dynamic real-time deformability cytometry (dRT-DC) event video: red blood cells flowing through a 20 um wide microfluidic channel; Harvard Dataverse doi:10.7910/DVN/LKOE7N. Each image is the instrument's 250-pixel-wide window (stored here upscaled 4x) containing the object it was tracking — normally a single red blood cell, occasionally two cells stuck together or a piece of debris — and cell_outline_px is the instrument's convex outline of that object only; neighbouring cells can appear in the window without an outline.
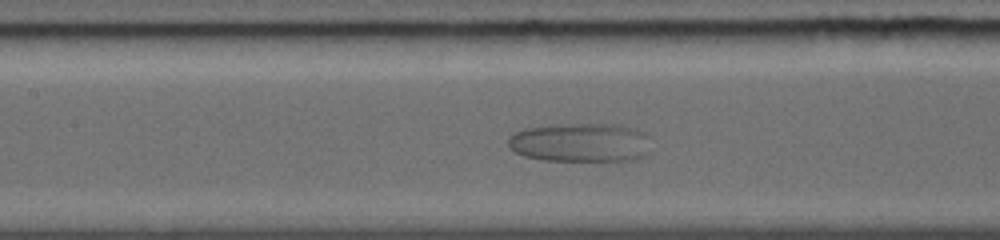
{"species": "common noctule bat (a hibernating species)", "species_latin": "Nyctalus noctula", "temperature_condition": "warm", "stored_images_in_passage": 63, "camera_frame_rate_fps": 5000, "um_per_image_px": 0.085, "animal": {"sex": "female", "body_mass_g": 19.0, "forearm_length_mm": 56.7}, "frame": {"image": 1, "passage_image": 17, "time_ms": 2.4, "image_size_px": [1000, 240], "cell_outline_px": [[648, 156], [632, 160], [604, 164], [544, 160], [524, 156], [508, 148], [508, 140], [516, 132], [524, 128], [560, 124], [612, 124], [628, 128], [640, 132], [644, 136], [648, 152]], "centroid_in_image_um": [49.3, 12.19], "position_along_channel_um": 158.1, "area_um2": 33.06}}
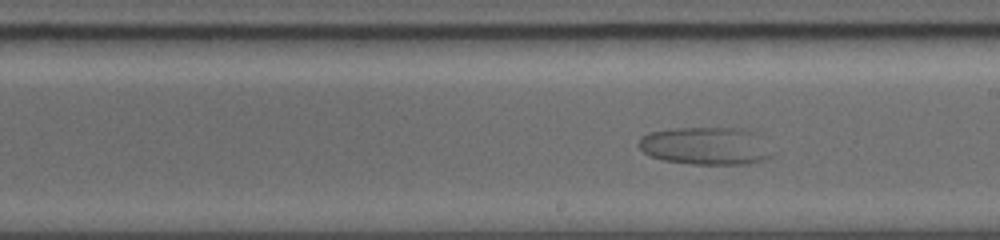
{"frame": {"image": 2, "passage_image": 29, "time_ms": 4.2, "image_size_px": [1000, 240], "cell_outline_px": [[776, 152], [772, 156], [764, 160], [748, 164], [692, 164], [664, 160], [652, 156], [644, 152], [640, 148], [640, 136], [648, 132], [680, 128], [736, 128], [748, 132]], "centroid_in_image_um": [59.96, 12.42], "position_along_channel_um": 229.0, "area_um2": 28.78}}
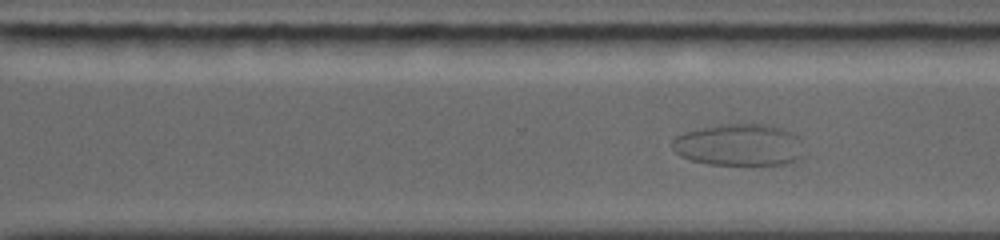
{"frame": {"image": 3, "passage_image": 42, "time_ms": 6.2, "image_size_px": [1000, 240], "cell_outline_px": [[804, 156], [800, 160], [788, 164], [708, 164], [692, 160], [680, 156], [672, 148], [672, 140], [676, 136], [684, 132], [704, 128], [728, 124], [760, 124], [780, 128], [796, 136]], "centroid_in_image_um": [62.81, 12.34], "position_along_channel_um": 307.8, "area_um2": 31.67}}